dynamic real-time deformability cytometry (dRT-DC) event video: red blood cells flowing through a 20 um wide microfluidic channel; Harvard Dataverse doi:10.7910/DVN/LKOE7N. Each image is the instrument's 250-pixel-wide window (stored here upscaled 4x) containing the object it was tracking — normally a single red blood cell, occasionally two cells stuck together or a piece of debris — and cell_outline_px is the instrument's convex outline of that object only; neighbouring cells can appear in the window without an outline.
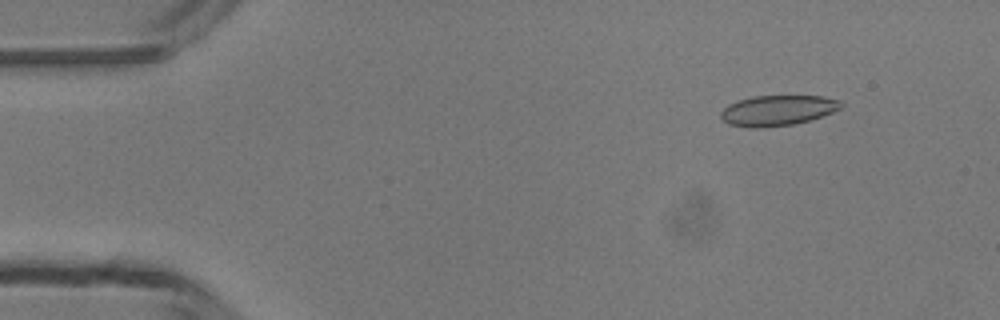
{"species": "common noctule bat (a hibernating species)", "species_latin": "Nyctalus noctula", "temperature_condition": "room temperature", "stored_images_in_passage": 50, "camera_frame_rate_fps": 3000, "um_per_image_px": 0.085, "animal": {"sex": "male", "body_mass_g": 13.3}, "frame": {"image": 1, "passage_image": 6, "time_ms": 1.667, "image_size_px": [1000, 320], "cell_outline_px": [[844, 104], [840, 108], [832, 112], [796, 124], [764, 128], [748, 128], [728, 124], [720, 120], [720, 112], [728, 104], [736, 100], [752, 96], [824, 96], [840, 100]], "centroid_in_image_um": [66.04, 9.39], "position_along_channel_um": 19.0, "area_um2": 21.62}}
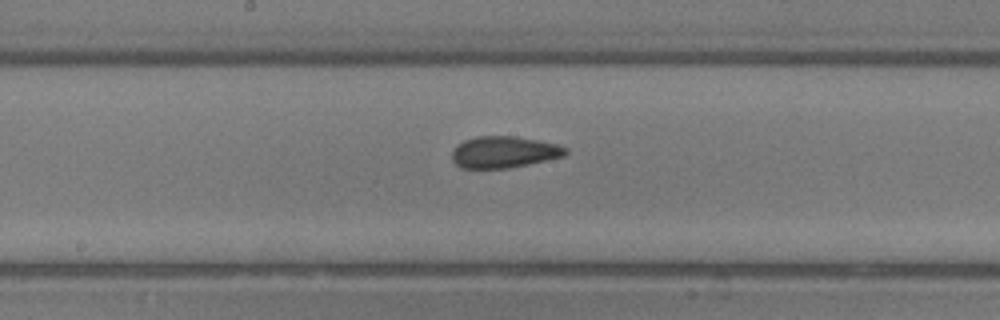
{"frame": {"image": 2, "passage_image": 26, "time_ms": 8.333, "image_size_px": [1000, 320], "cell_outline_px": [[568, 152], [564, 156], [528, 164], [508, 168], [460, 168], [452, 160], [452, 148], [456, 144], [464, 140], [476, 136], [516, 136], [556, 144], [568, 148]], "centroid_in_image_um": [42.8, 12.92], "position_along_channel_um": 205.4, "area_um2": 20.98}}
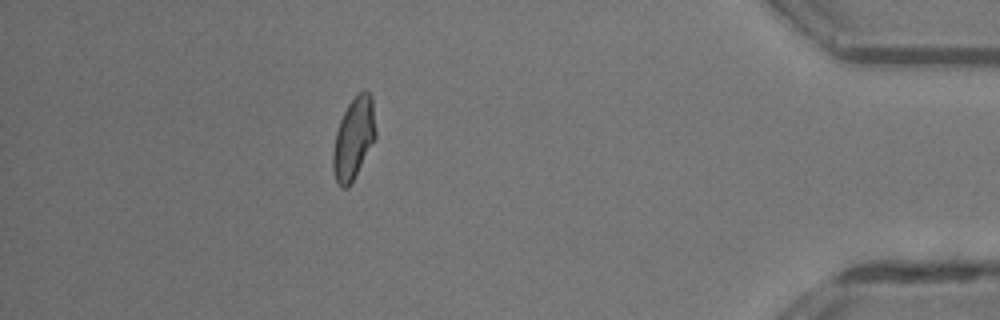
{"frame": {"image": 3, "passage_image": 44, "time_ms": 14.333, "image_size_px": [1000, 320], "cell_outline_px": [[376, 136], [348, 188], [340, 188], [336, 180], [332, 164], [332, 152], [336, 132], [340, 120], [348, 104], [364, 88], [372, 96], [376, 132]], "centroid_in_image_um": [30.05, 11.74], "position_along_channel_um": 405.2, "area_um2": 20.0}, "authors_computed_cell_mechanics": {"area_um2": 20.8947, "velocity_mm_per_s": 4.1816, "shape_relaxation_time_tau1_ms": null, "shape_relaxation_time_tau2_ms": 1.9048, "deformation_change_tau1": null, "deformation_change_tau2": 0.089}}